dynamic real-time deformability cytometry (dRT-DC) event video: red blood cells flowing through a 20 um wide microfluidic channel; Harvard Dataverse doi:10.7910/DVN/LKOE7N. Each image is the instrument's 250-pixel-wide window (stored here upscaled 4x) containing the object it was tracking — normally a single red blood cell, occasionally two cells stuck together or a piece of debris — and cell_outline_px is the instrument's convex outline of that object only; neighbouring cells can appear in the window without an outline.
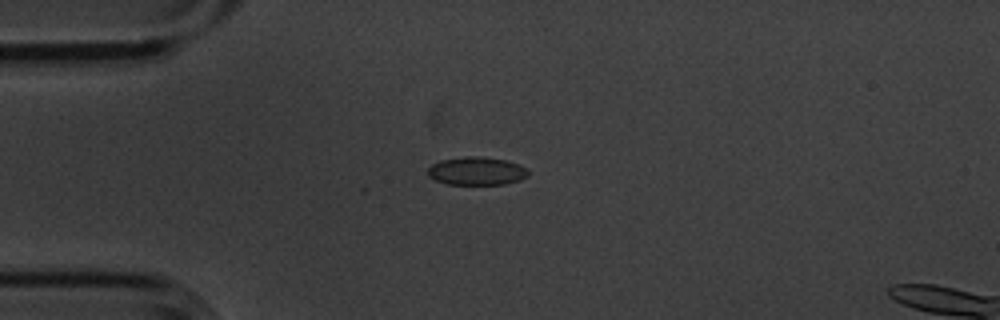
{"species": "common noctule bat (a hibernating species)", "species_latin": "Nyctalus noctula", "temperature_condition": "cold", "stored_images_in_passage": 14, "segment_of_instrument_passage": [1, 2], "camera_frame_rate_fps": 3000, "um_per_image_px": 0.085, "animal": {"sex": "male", "body_mass_g": 20.1, "forearm_length_mm": 53.5}, "frame": {"image": 1, "passage_image": 2, "time_ms": 0.333, "image_size_px": [1000, 320], "cell_outline_px": [[528, 176], [520, 180], [504, 184], [448, 184], [436, 180], [428, 176], [428, 168], [432, 164], [440, 160], [464, 156], [480, 156], [504, 160], [528, 168]], "centroid_in_image_um": [40.5, 14.53], "position_along_channel_um": 44.5, "area_um2": 16.42}}
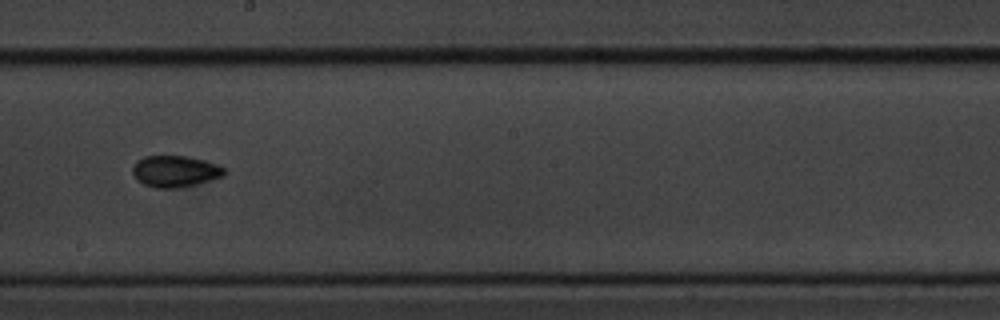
{"frame": {"image": 2, "passage_image": 7, "time_ms": 2.0, "image_size_px": [1000, 320], "cell_outline_px": [[228, 172], [224, 176], [196, 184], [176, 188], [156, 188], [144, 184], [136, 180], [132, 172], [132, 168], [136, 160], [144, 156], [184, 156], [204, 160], [216, 164], [224, 168]], "centroid_in_image_um": [14.87, 14.56], "position_along_channel_um": 233.3, "area_um2": 16.88}}
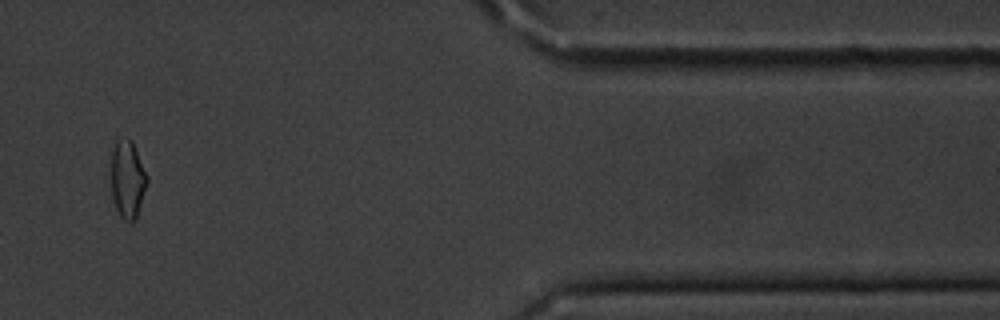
{"frame": {"image": 3, "passage_image": 11, "time_ms": 3.333, "image_size_px": [1000, 320], "cell_outline_px": [[148, 180], [136, 216], [132, 220], [124, 220], [120, 216], [116, 208], [112, 196], [112, 152], [116, 140], [132, 140], [148, 176]], "centroid_in_image_um": [10.85, 15.22], "position_along_channel_um": 400.6, "area_um2": 15.78}}